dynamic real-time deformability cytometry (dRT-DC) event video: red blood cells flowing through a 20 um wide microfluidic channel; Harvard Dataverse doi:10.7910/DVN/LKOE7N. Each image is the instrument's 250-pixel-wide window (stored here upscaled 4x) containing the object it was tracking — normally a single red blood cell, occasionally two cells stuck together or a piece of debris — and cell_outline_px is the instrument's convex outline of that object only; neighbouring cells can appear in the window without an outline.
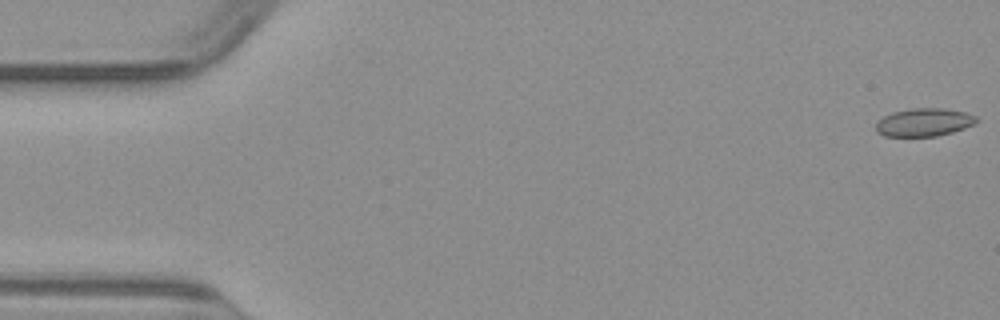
{"species": "common noctule bat (a hibernating species)", "species_latin": "Nyctalus noctula", "temperature_condition": "warm", "stored_images_in_passage": 50, "camera_frame_rate_fps": 3000, "um_per_image_px": 0.085, "animal": {"sex": "male", "body_mass_g": 23.1, "forearm_length_mm": 52.7}, "frame": {"image": 1, "passage_image": 1, "time_ms": 0.0, "image_size_px": [1000, 320], "cell_outline_px": [[980, 120], [976, 124], [952, 132], [936, 136], [884, 136], [876, 132], [876, 124], [884, 116], [892, 112], [912, 108], [944, 108], [964, 112], [976, 116]], "centroid_in_image_um": [78.57, 10.39], "position_along_channel_um": 6.4, "area_um2": 16.47}}
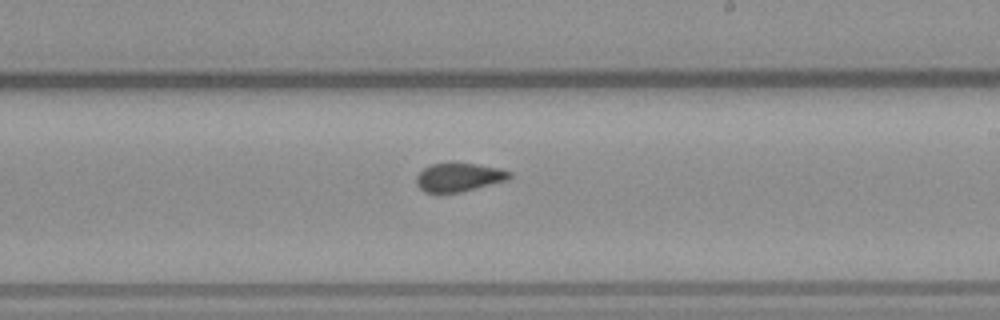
{"frame": {"image": 2, "passage_image": 29, "time_ms": 9.333, "image_size_px": [1000, 320], "cell_outline_px": [[512, 176], [508, 180], [460, 192], [440, 196], [424, 192], [416, 184], [416, 176], [424, 168], [432, 164], [476, 164], [500, 168], [512, 172]], "centroid_in_image_um": [38.98, 15.12], "position_along_channel_um": 250.0, "area_um2": 15.78}}
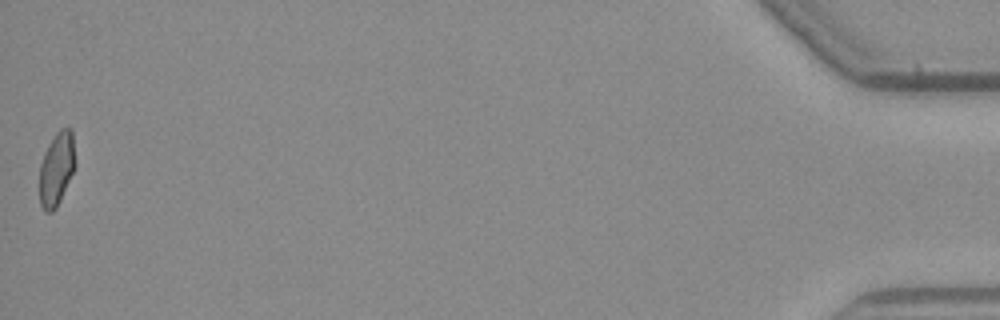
{"frame": {"image": 3, "passage_image": 50, "time_ms": 16.333, "image_size_px": [1000, 320], "cell_outline_px": [[76, 164], [60, 200], [56, 208], [52, 212], [44, 212], [40, 204], [40, 164], [44, 152], [48, 144], [56, 132], [60, 128], [72, 128]], "centroid_in_image_um": [4.81, 14.33], "position_along_channel_um": 430.4, "area_um2": 15.37}}